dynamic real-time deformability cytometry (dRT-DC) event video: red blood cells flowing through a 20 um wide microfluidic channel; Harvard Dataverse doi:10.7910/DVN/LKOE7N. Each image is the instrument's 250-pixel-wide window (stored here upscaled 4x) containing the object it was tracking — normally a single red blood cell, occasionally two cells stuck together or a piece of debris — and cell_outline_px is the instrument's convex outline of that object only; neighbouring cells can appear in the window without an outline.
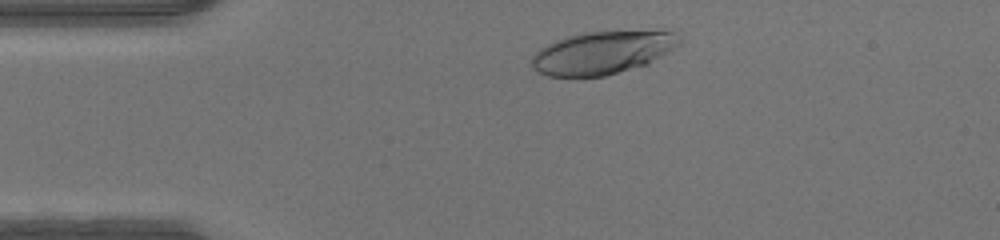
{"species": "human", "species_latin": "Homo sapiens", "temperature_condition": "warm", "stored_images_in_passage": 33, "camera_frame_rate_fps": 3000, "um_per_image_px": 0.085, "donor": {"sex": "male"}, "frame": {"image": 1, "passage_image": 3, "time_ms": 0.667, "image_size_px": [1000, 240], "cell_outline_px": [[680, 44], [668, 52], [648, 64], [604, 76], [548, 76], [532, 68], [532, 56], [540, 48], [556, 40], [568, 36], [588, 32], [672, 28], [680, 36]], "centroid_in_image_um": [51.32, 4.43], "position_along_channel_um": 33.7, "area_um2": 37.51}}
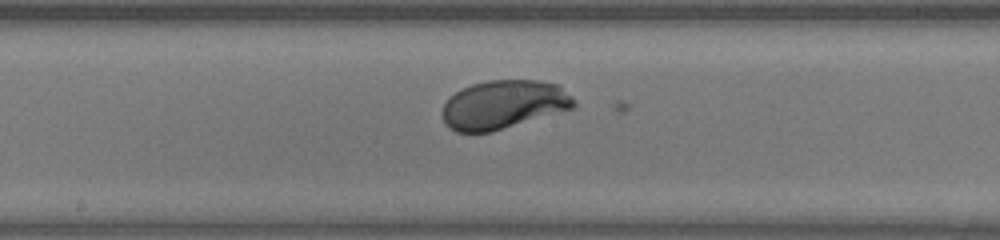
{"frame": {"image": 2, "passage_image": 18, "time_ms": 5.667, "image_size_px": [1000, 240], "cell_outline_px": [[576, 108], [492, 132], [456, 132], [448, 128], [440, 112], [444, 104], [456, 92], [472, 84], [488, 80], [540, 80], [560, 84], [572, 96], [576, 104]], "centroid_in_image_um": [42.85, 8.89], "position_along_channel_um": 205.4, "area_um2": 37.74}}
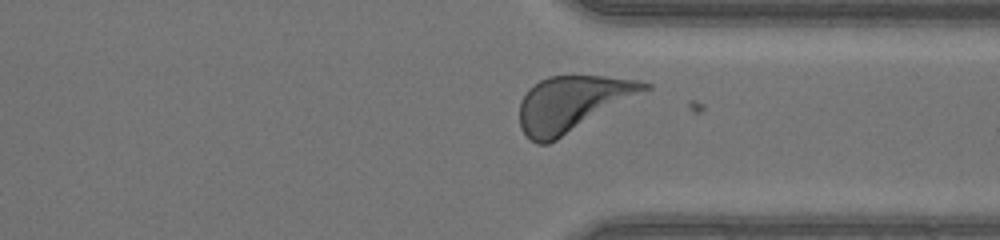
{"frame": {"image": 3, "passage_image": 29, "time_ms": 9.333, "image_size_px": [1000, 240], "cell_outline_px": [[652, 88], [556, 140], [548, 144], [536, 144], [520, 128], [520, 100], [528, 88], [540, 80], [548, 76], [604, 76], [640, 80], [652, 84]], "centroid_in_image_um": [48.64, 8.79], "position_along_channel_um": 362.8, "area_um2": 40.11}}